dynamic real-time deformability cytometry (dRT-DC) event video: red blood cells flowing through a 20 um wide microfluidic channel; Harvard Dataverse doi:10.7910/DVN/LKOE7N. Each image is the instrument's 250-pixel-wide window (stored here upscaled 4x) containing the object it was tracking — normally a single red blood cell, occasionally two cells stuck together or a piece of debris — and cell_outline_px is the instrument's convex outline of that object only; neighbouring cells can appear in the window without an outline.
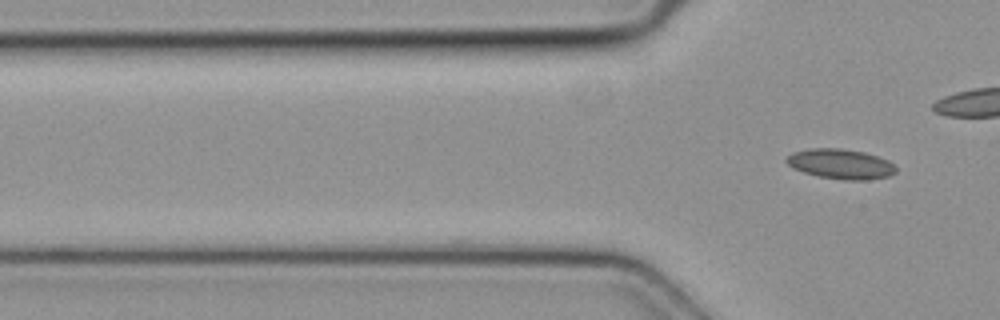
{"species": "common noctule bat (a hibernating species)", "species_latin": "Nyctalus noctula", "temperature_condition": "cold", "stored_images_in_passage": 4, "camera_frame_rate_fps": 3000, "um_per_image_px": 0.085, "animal": {"sex": "female", "body_mass_g": 19.3, "forearm_length_mm": 54.1}, "frame": {"image": 1, "passage_image": 4, "time_ms": 1.0, "image_size_px": [1000, 320], "cell_outline_px": [[896, 172], [888, 176], [868, 180], [844, 180], [820, 176], [804, 172], [792, 168], [784, 160], [792, 152], [812, 148], [840, 148], [864, 152], [888, 160], [896, 168]], "centroid_in_image_um": [71.44, 13.93], "position_along_channel_um": 54.4, "area_um2": 19.02}}